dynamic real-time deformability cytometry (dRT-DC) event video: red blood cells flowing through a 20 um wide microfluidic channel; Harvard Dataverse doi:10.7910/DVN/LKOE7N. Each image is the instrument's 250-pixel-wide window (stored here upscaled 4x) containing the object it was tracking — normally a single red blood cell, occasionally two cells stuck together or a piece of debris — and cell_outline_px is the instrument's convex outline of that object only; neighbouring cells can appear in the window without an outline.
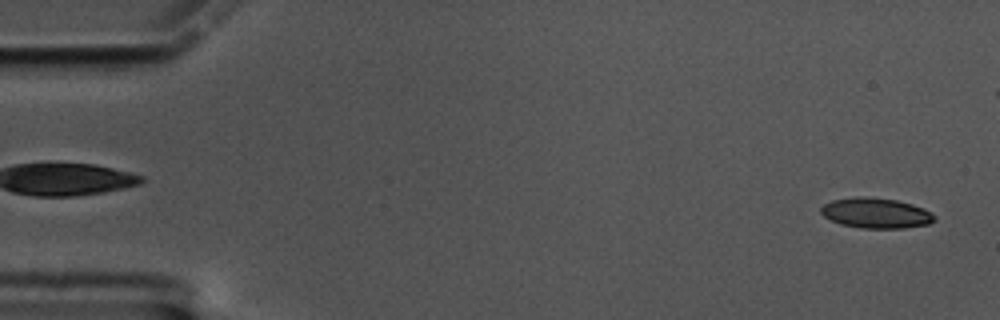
{"species": "common noctule bat (a hibernating species)", "species_latin": "Nyctalus noctula", "temperature_condition": "cold", "stored_images_in_passage": 61, "camera_frame_rate_fps": 3000, "um_per_image_px": 0.085, "animal": {"sex": "male", "body_mass_g": 17.5, "forearm_length_mm": 52.3}, "frame": {"image": 1, "passage_image": 3, "time_ms": 0.667, "image_size_px": [1000, 320], "cell_outline_px": [[936, 220], [928, 224], [904, 228], [860, 228], [840, 224], [824, 216], [820, 212], [820, 208], [824, 204], [832, 200], [856, 196], [864, 196], [896, 200], [912, 204], [924, 208], [932, 212], [936, 216]], "centroid_in_image_um": [74.47, 18.11], "position_along_channel_um": 10.5, "area_um2": 20.17}}
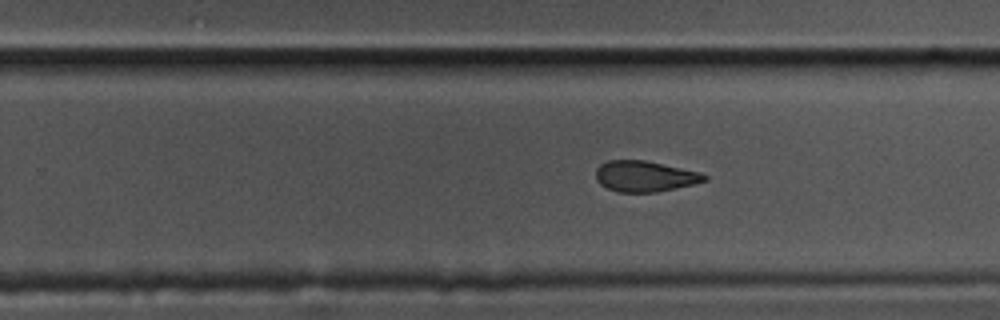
{"frame": {"image": 2, "passage_image": 38, "time_ms": 12.333, "image_size_px": [1000, 320], "cell_outline_px": [[708, 180], [692, 184], [656, 192], [616, 192], [600, 184], [596, 180], [596, 168], [600, 164], [608, 160], [644, 160], [700, 172], [708, 176]], "centroid_in_image_um": [54.78, 14.98], "position_along_channel_um": 275.0, "area_um2": 19.42}}
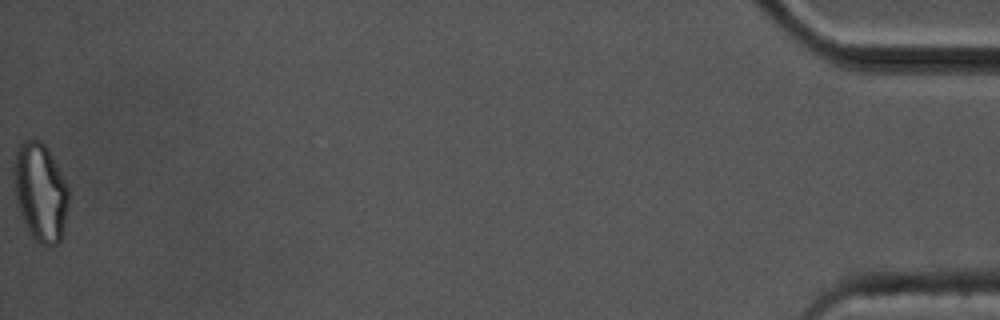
{"frame": {"image": 3, "passage_image": 61, "time_ms": 20.0, "image_size_px": [1000, 320], "cell_outline_px": [[68, 204], [60, 244], [48, 248], [40, 244], [28, 232], [24, 224], [16, 200], [12, 176], [12, 164], [20, 144], [28, 136], [36, 136], [48, 148], [68, 184]], "centroid_in_image_um": [3.41, 16.3], "position_along_channel_um": 431.8, "area_um2": 32.25}, "authors_computed_cell_mechanics": {"area_um2": 20.8658, "velocity_mm_per_s": 3.3443, "shape_relaxation_time_tau1_ms": 8.54, "shape_relaxation_time_tau2_ms": 3.5703, "deformation_change_tau1": 0.1584, "deformation_change_tau2": 0.1035}}